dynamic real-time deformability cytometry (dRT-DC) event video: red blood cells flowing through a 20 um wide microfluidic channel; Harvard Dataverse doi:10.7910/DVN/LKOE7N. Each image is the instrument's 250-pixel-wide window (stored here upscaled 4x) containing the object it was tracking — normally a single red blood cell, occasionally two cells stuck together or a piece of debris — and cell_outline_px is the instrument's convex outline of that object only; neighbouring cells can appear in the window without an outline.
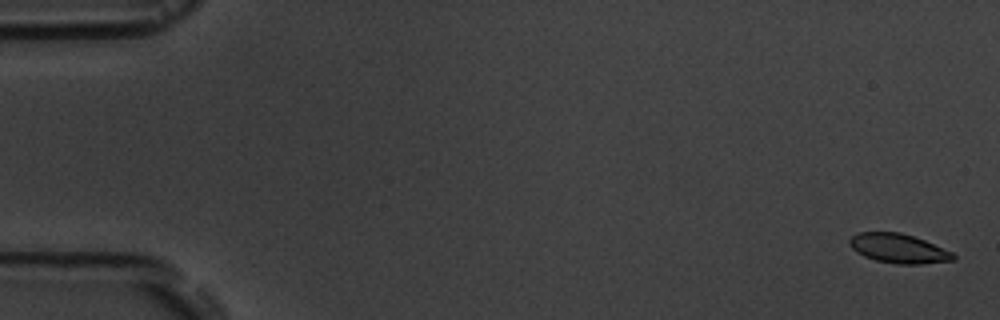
{"species": "common noctule bat (a hibernating species)", "species_latin": "Nyctalus noctula", "temperature_condition": "room temperature", "stored_images_in_passage": 17, "camera_frame_rate_fps": 3000, "um_per_image_px": 0.085, "animal": {"sex": "male", "body_mass_g": 19.5, "forearm_length_mm": 54.6}, "frame": {"image": 1, "passage_image": 1, "time_ms": 0.0, "image_size_px": [1000, 320], "cell_outline_px": [[956, 260], [920, 264], [896, 264], [876, 260], [864, 256], [856, 252], [848, 244], [848, 240], [852, 236], [860, 232], [900, 232], [924, 240], [952, 252], [956, 256]], "centroid_in_image_um": [76.36, 21.12], "position_along_channel_um": 8.6, "area_um2": 17.69}}
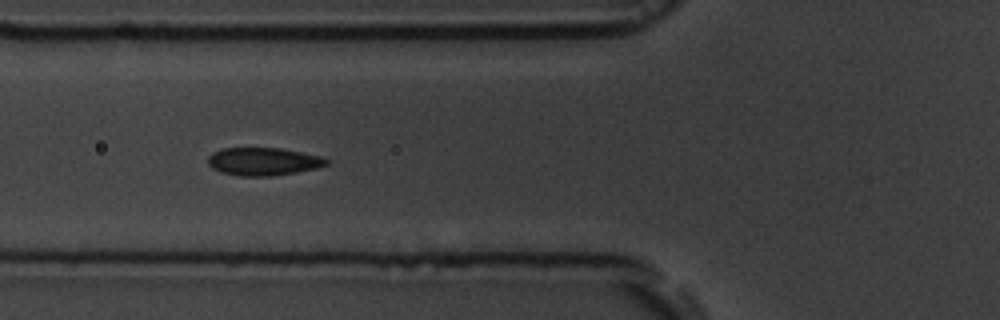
{"frame": {"image": 2, "passage_image": 7, "time_ms": 6.667, "image_size_px": [1000, 320], "cell_outline_px": [[328, 164], [316, 168], [296, 172], [272, 176], [240, 176], [220, 172], [212, 168], [208, 164], [208, 156], [212, 152], [224, 148], [280, 148], [320, 156], [328, 160]], "centroid_in_image_um": [22.34, 13.73], "position_along_channel_um": 103.5, "area_um2": 19.19}}
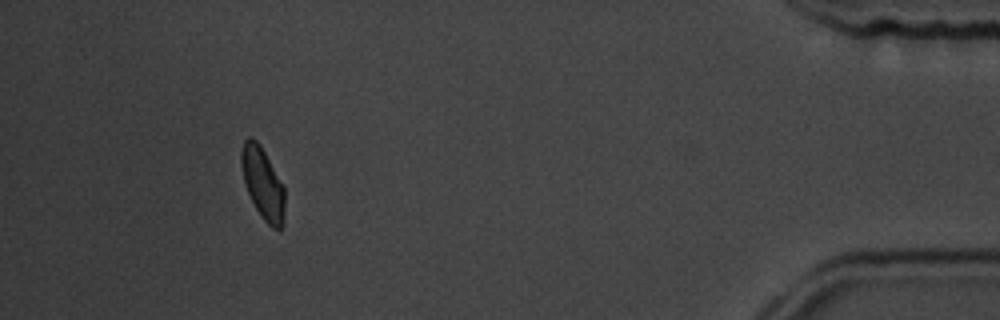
{"frame": {"image": 3, "passage_image": 16, "time_ms": 17.0, "image_size_px": [1000, 320], "cell_outline_px": [[284, 224], [280, 228], [272, 228], [260, 216], [244, 184], [240, 164], [240, 152], [244, 140], [248, 136], [252, 136], [260, 144], [284, 184]], "centroid_in_image_um": [22.33, 15.54], "position_along_channel_um": 412.9, "area_um2": 18.44}, "authors_computed_cell_mechanics": {"area_um2": 18.785, "velocity_mm_per_s": 3.6027, "shape_relaxation_time_tau1_ms": 2.4319, "shape_relaxation_time_tau2_ms": null, "deformation_change_tau1": 0.0817, "deformation_change_tau2": null}}